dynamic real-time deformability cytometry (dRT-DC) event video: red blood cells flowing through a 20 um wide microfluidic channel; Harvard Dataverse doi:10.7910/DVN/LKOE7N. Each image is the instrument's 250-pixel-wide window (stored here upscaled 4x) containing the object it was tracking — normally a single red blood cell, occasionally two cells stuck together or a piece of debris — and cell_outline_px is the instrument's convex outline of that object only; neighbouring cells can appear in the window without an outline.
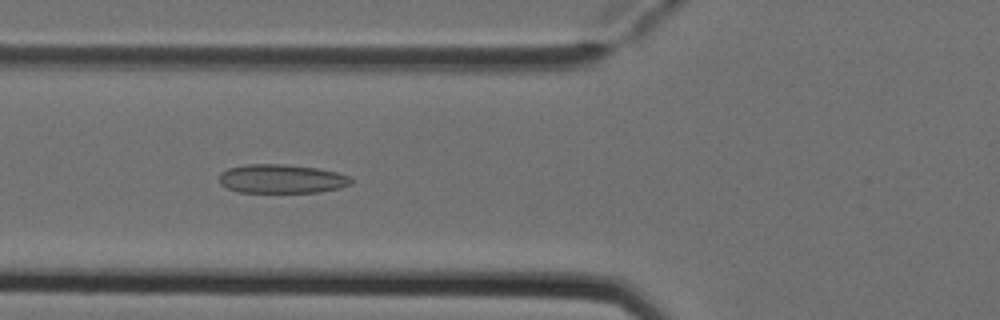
{"species": "Egyptian fruit bat (a non-hibernating species)", "species_latin": "Rousettus aegyptiacus", "temperature_condition": "cold", "stored_images_in_passage": 7, "camera_frame_rate_fps": 3000, "um_per_image_px": 0.085, "animal": {"sex": "female"}, "frame": {"image": 1, "passage_image": 6, "time_ms": 1.667, "image_size_px": [1000, 320], "cell_outline_px": [[352, 184], [340, 188], [320, 192], [240, 192], [228, 188], [220, 184], [220, 172], [228, 168], [248, 164], [280, 164], [316, 168], [336, 172], [348, 176], [352, 180]], "centroid_in_image_um": [23.93, 15.2], "position_along_channel_um": 101.9, "area_um2": 22.08}}
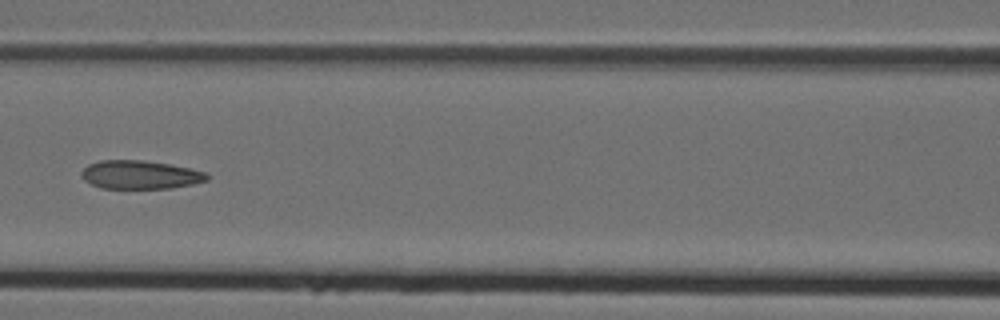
{"frame": {"image": 2, "passage_image": 7, "time_ms": 2.0, "image_size_px": [1000, 320], "cell_outline_px": [[208, 180], [192, 184], [172, 188], [100, 188], [84, 180], [80, 172], [88, 164], [100, 160], [144, 160], [168, 164], [188, 168], [204, 172], [208, 176]], "centroid_in_image_um": [11.87, 14.85], "position_along_channel_um": 154.7, "area_um2": 20.69}}